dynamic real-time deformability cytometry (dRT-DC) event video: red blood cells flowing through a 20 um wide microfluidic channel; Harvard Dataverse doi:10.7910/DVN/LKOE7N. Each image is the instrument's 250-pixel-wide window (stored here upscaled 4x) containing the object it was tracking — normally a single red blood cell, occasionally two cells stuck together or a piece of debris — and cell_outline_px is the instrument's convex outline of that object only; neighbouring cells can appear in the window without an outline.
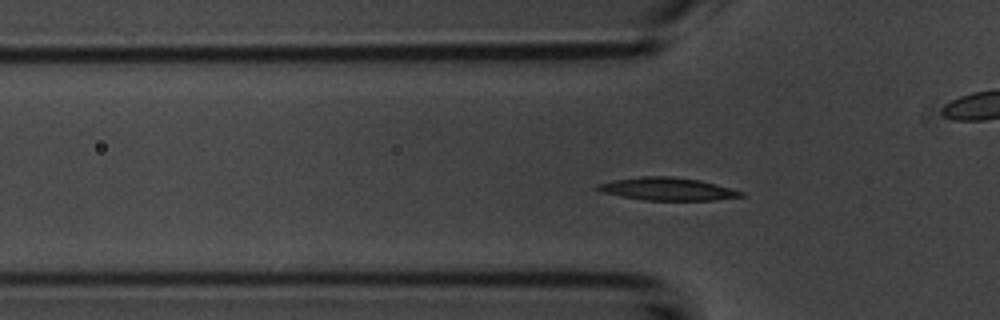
{"species": "common noctule bat (a hibernating species)", "species_latin": "Nyctalus noctula", "temperature_condition": "room temperature", "stored_images_in_passage": 5, "camera_frame_rate_fps": 3000, "um_per_image_px": 0.085, "animal": {"sex": "male", "body_mass_g": 20.1, "forearm_length_mm": 53.5}, "frame": {"image": 1, "passage_image": 5, "time_ms": 1.333, "image_size_px": [1000, 320], "cell_outline_px": [[748, 196], [716, 200], [644, 200], [620, 196], [600, 192], [596, 188], [596, 184], [616, 180], [640, 176], [672, 176], [700, 180], [744, 192]], "centroid_in_image_um": [56.75, 16.07], "position_along_channel_um": 69.0, "area_um2": 19.07}}